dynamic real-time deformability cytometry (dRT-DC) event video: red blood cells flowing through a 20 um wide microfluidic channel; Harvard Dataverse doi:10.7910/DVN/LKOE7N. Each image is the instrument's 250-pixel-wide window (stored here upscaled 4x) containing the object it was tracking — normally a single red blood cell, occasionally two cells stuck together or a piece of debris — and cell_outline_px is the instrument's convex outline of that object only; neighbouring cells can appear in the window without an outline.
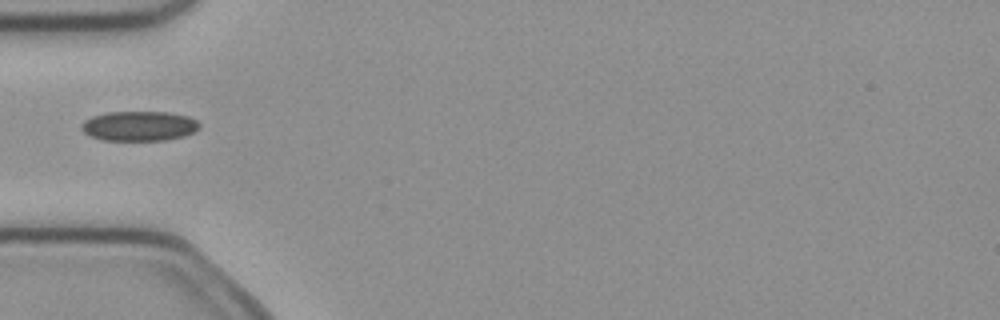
{"species": "common noctule bat (a hibernating species)", "species_latin": "Nyctalus noctula", "temperature_condition": "cold", "stored_images_in_passage": 6, "camera_frame_rate_fps": 3000, "um_per_image_px": 0.085, "animal": {"sex": "female", "body_mass_g": 21.9}, "frame": {"image": 1, "passage_image": 5, "time_ms": 1.333, "image_size_px": [1000, 320], "cell_outline_px": [[200, 128], [184, 136], [164, 140], [100, 140], [84, 132], [80, 128], [80, 124], [84, 120], [92, 116], [108, 112], [168, 112], [188, 116], [196, 120], [200, 124]], "centroid_in_image_um": [11.81, 10.71], "position_along_channel_um": 73.2, "area_um2": 20.52}}